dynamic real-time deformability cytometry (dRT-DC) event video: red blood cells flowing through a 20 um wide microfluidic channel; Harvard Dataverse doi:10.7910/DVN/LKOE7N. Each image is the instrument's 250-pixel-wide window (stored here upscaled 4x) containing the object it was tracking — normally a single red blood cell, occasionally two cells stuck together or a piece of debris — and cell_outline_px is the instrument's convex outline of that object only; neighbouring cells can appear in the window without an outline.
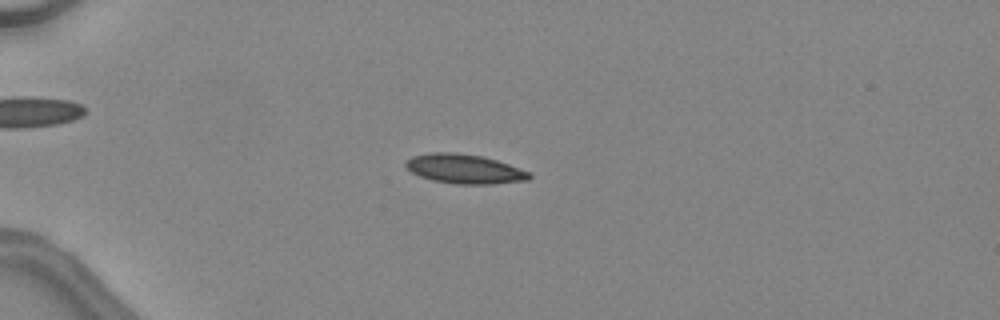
{"species": "common noctule bat (a hibernating species)", "species_latin": "Nyctalus noctula", "temperature_condition": "warm", "stored_images_in_passage": 47, "camera_frame_rate_fps": 3000, "um_per_image_px": 0.085, "animal": {"sex": "female", "body_mass_g": 24.6, "forearm_length_mm": 56.2}, "frame": {"image": 1, "passage_image": 14, "time_ms": 4.333, "image_size_px": [1000, 320], "cell_outline_px": [[532, 176], [528, 180], [492, 184], [456, 184], [432, 180], [420, 176], [412, 172], [404, 164], [412, 156], [432, 152], [456, 152], [480, 156], [496, 160], [532, 172]], "centroid_in_image_um": [39.5, 14.36], "position_along_channel_um": 45.5, "area_um2": 21.1}}
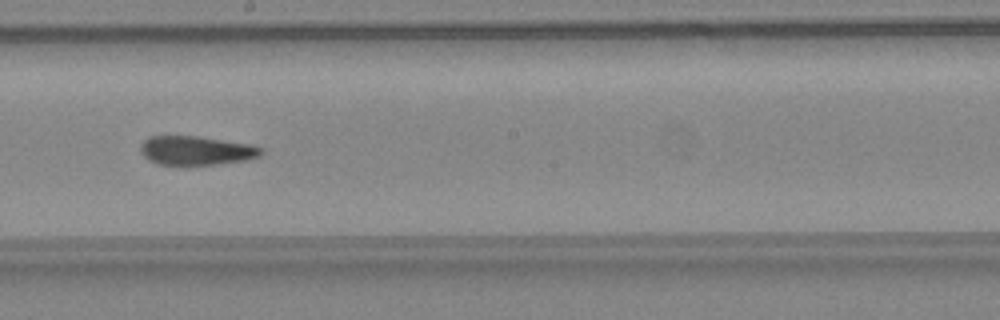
{"frame": {"image": 2, "passage_image": 29, "time_ms": 9.333, "image_size_px": [1000, 320], "cell_outline_px": [[264, 152], [260, 156], [244, 160], [188, 168], [184, 168], [156, 164], [148, 160], [140, 152], [140, 144], [148, 136], [196, 136], [248, 144], [264, 148]], "centroid_in_image_um": [16.61, 12.84], "position_along_channel_um": 231.6, "area_um2": 21.15}}
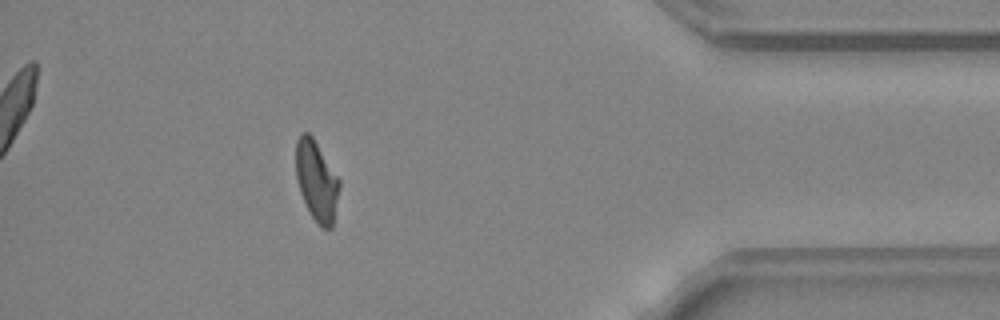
{"frame": {"image": 3, "passage_image": 43, "time_ms": 14.0, "image_size_px": [1000, 320], "cell_outline_px": [[340, 188], [332, 228], [324, 228], [312, 216], [300, 192], [296, 180], [296, 140], [300, 132], [308, 132], [312, 136], [340, 180]], "centroid_in_image_um": [26.9, 15.33], "position_along_channel_um": 408.3, "area_um2": 20.11}, "authors_computed_cell_mechanics": {"area_um2": 20.7502, "velocity_mm_per_s": 4.5467, "shape_relaxation_time_tau1_ms": 7.2753, "shape_relaxation_time_tau2_ms": 1.4475, "deformation_change_tau1": 0.2242, "deformation_change_tau2": 0.1008}}